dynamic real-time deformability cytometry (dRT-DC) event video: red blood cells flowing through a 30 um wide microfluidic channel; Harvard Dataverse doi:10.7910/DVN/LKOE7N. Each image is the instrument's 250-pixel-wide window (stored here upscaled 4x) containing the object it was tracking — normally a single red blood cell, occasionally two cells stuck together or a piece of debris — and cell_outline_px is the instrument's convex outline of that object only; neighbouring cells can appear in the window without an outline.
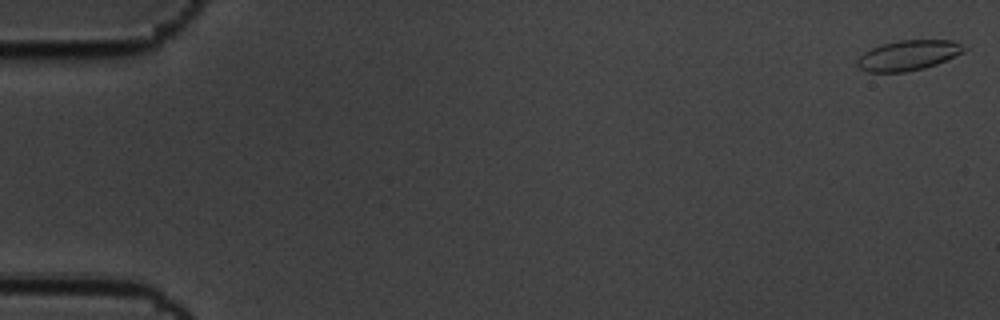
{"species": "common noctule bat (a hibernating species)", "species_latin": "Nyctalus noctula", "temperature_condition": "cold", "stored_images_in_passage": 39, "camera_frame_rate_fps": 3000, "um_per_image_px": 0.085, "animal": {"sex": "male", "body_mass_g": 19.5, "forearm_length_mm": 54.6}, "frame": {"image": 1, "passage_image": 1, "time_ms": 0.0, "image_size_px": [1000, 320], "cell_outline_px": [[968, 48], [964, 52], [936, 64], [924, 68], [908, 72], [868, 72], [860, 68], [856, 64], [856, 60], [864, 52], [872, 48], [884, 44], [900, 40], [952, 40]], "centroid_in_image_um": [77.2, 4.71], "position_along_channel_um": 7.8, "area_um2": 18.67}}
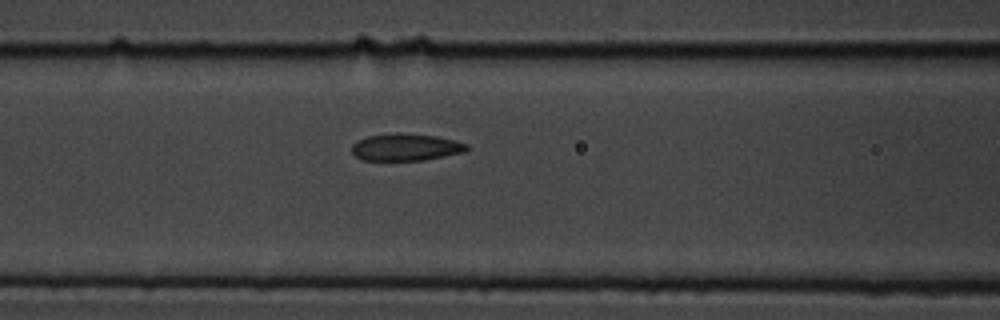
{"frame": {"image": 2, "passage_image": 25, "time_ms": 8.0, "image_size_px": [1000, 320], "cell_outline_px": [[468, 152], [424, 160], [360, 160], [352, 152], [352, 144], [368, 136], [396, 132], [436, 136], [456, 140], [468, 144]], "centroid_in_image_um": [34.54, 12.51], "position_along_channel_um": 132.1, "area_um2": 18.32}}
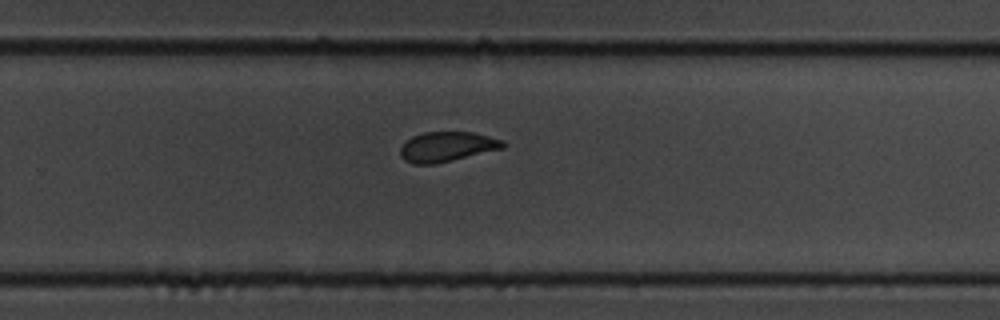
{"frame": {"image": 3, "passage_image": 39, "time_ms": 12.667, "image_size_px": [1000, 320], "cell_outline_px": [[504, 148], [432, 164], [412, 164], [404, 160], [400, 156], [400, 148], [412, 136], [424, 132], [472, 132], [504, 140]], "centroid_in_image_um": [37.97, 12.46], "position_along_channel_um": 291.8, "area_um2": 17.63}}